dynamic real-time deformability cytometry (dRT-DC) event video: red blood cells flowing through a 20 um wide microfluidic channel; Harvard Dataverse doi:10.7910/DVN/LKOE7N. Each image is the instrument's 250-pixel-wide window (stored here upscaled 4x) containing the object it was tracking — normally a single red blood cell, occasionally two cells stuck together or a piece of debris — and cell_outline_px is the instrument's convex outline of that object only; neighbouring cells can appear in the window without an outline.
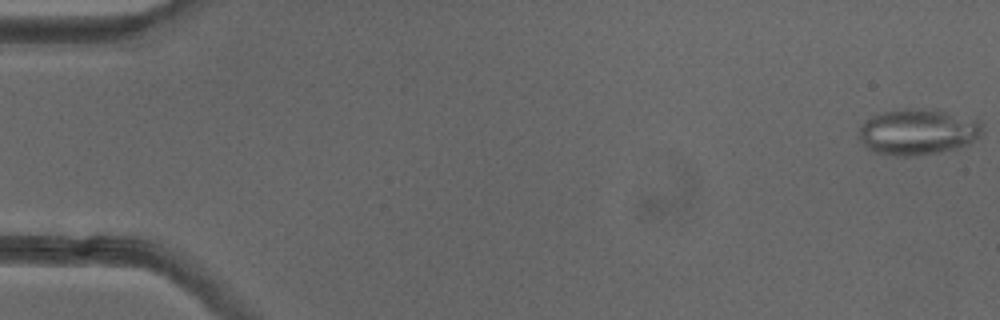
{"species": "common noctule bat (a hibernating species)", "species_latin": "Nyctalus noctula", "temperature_condition": "cold", "stored_images_in_passage": 16, "camera_frame_rate_fps": 3000, "um_per_image_px": 0.085, "animal": {"sex": "female"}, "frame": {"image": 1, "passage_image": 1, "time_ms": 0.0, "image_size_px": [1000, 320], "cell_outline_px": [[984, 124], [980, 136], [968, 144], [956, 148], [940, 152], [916, 156], [896, 156], [872, 152], [860, 140], [860, 128], [872, 116], [880, 112], [900, 108], [936, 108], [976, 116]], "centroid_in_image_um": [78.11, 11.17], "position_along_channel_um": 6.9, "area_um2": 34.04}}